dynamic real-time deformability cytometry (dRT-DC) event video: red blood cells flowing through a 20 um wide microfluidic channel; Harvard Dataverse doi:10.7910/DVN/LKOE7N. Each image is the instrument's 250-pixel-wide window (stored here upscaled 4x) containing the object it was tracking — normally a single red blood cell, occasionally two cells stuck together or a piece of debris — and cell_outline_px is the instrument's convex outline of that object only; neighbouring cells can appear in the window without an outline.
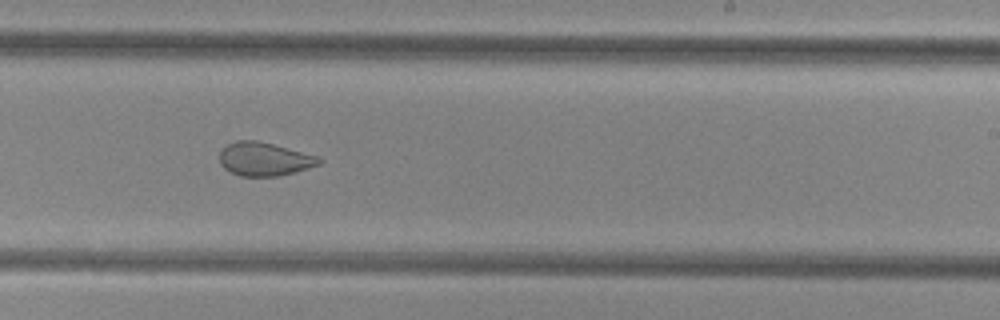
{"species": "common noctule bat (a hibernating species)", "species_latin": "Nyctalus noctula", "temperature_condition": "cold", "stored_images_in_passage": 35, "camera_frame_rate_fps": 3000, "um_per_image_px": 0.085, "animal": {"sex": "female", "body_mass_g": 29.2, "forearm_length_mm": 56.3}, "frame": {"image": 1, "passage_image": 16, "time_ms": 5.0, "image_size_px": [1000, 320], "cell_outline_px": [[324, 160], [320, 164], [296, 172], [276, 176], [240, 176], [224, 168], [220, 164], [220, 152], [228, 144], [236, 140], [256, 140], [272, 144], [316, 156]], "centroid_in_image_um": [22.46, 13.53], "position_along_channel_um": 266.5, "area_um2": 19.19}}